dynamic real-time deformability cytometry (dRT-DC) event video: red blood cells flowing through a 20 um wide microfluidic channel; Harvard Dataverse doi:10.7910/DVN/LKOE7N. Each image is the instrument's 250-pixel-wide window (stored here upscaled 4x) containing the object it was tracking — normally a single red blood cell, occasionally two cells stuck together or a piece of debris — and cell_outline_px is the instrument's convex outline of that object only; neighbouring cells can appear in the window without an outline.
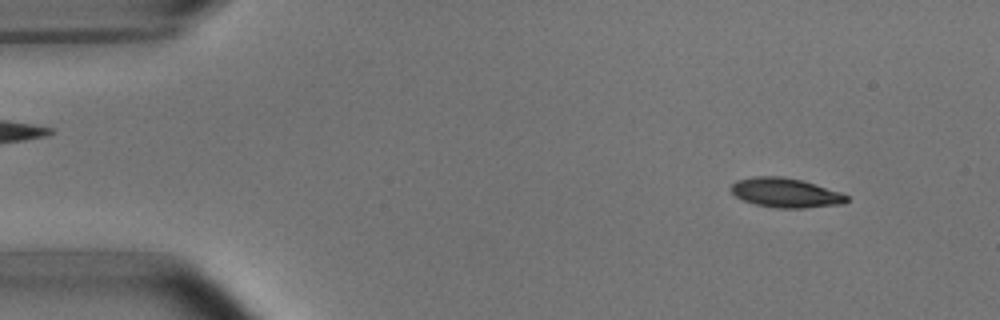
{"species": "common noctule bat (a hibernating species)", "species_latin": "Nyctalus noctula", "temperature_condition": "room temperature", "stored_images_in_passage": 6, "camera_frame_rate_fps": 3000, "um_per_image_px": 0.085, "animal": {"sex": "male", "body_mass_g": 15.6}, "frame": {"image": 1, "passage_image": 2, "time_ms": 1.0, "image_size_px": [1000, 320], "cell_outline_px": [[848, 200], [844, 204], [804, 208], [776, 208], [756, 204], [744, 200], [736, 196], [732, 192], [732, 184], [736, 180], [752, 176], [784, 176], [800, 180], [840, 192], [848, 196]], "centroid_in_image_um": [66.77, 16.38], "position_along_channel_um": 18.2, "area_um2": 19.71}}
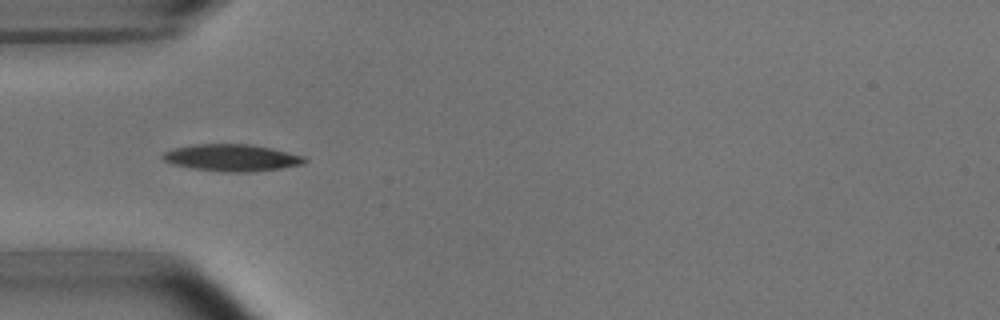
{"frame": {"image": 2, "passage_image": 5, "time_ms": 4.667, "image_size_px": [1000, 320], "cell_outline_px": [[308, 160], [304, 164], [280, 168], [252, 172], [224, 172], [192, 168], [172, 164], [164, 160], [160, 156], [164, 152], [172, 148], [192, 144], [252, 144], [272, 148], [304, 156]], "centroid_in_image_um": [19.69, 13.4], "position_along_channel_um": 65.3, "area_um2": 22.43}}